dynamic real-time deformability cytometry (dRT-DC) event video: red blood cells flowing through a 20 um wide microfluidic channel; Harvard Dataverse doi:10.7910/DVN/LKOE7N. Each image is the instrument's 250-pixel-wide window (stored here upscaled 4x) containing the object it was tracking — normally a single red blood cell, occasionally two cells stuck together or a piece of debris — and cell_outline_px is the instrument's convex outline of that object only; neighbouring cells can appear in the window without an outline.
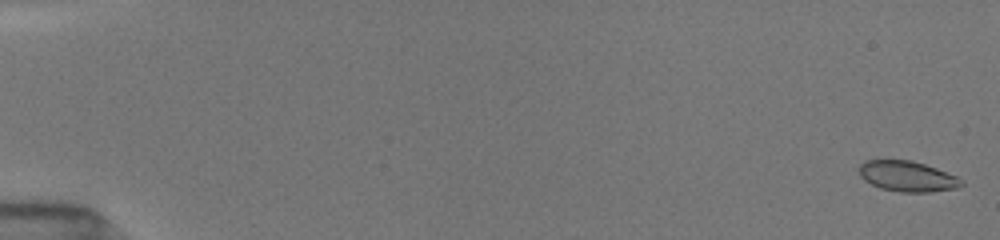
{"species": "common noctule bat (a hibernating species)", "species_latin": "Nyctalus noctula", "temperature_condition": "room temperature", "stored_images_in_passage": 15, "camera_frame_rate_fps": 3000, "um_per_image_px": 0.085, "animal": {"sex": "female", "body_mass_g": 19.5, "forearm_length_mm": 54.1}, "frame": {"image": 1, "passage_image": 1, "time_ms": 0.0, "image_size_px": [1000, 240], "cell_outline_px": [[964, 184], [956, 188], [932, 192], [900, 192], [880, 188], [864, 180], [860, 176], [856, 168], [864, 160], [912, 160], [936, 168], [956, 176], [964, 180]], "centroid_in_image_um": [77.1, 14.98], "position_along_channel_um": 7.9, "area_um2": 18.38}}
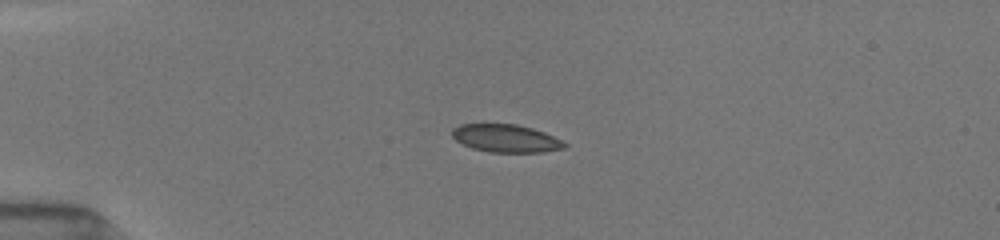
{"frame": {"image": 2, "passage_image": 11, "time_ms": 4.333, "image_size_px": [1000, 240], "cell_outline_px": [[568, 144], [564, 148], [544, 152], [488, 152], [472, 148], [456, 140], [452, 136], [452, 128], [460, 124], [484, 120], [516, 124], [532, 128], [544, 132]], "centroid_in_image_um": [42.92, 11.7], "position_along_channel_um": 42.1, "area_um2": 18.96}}